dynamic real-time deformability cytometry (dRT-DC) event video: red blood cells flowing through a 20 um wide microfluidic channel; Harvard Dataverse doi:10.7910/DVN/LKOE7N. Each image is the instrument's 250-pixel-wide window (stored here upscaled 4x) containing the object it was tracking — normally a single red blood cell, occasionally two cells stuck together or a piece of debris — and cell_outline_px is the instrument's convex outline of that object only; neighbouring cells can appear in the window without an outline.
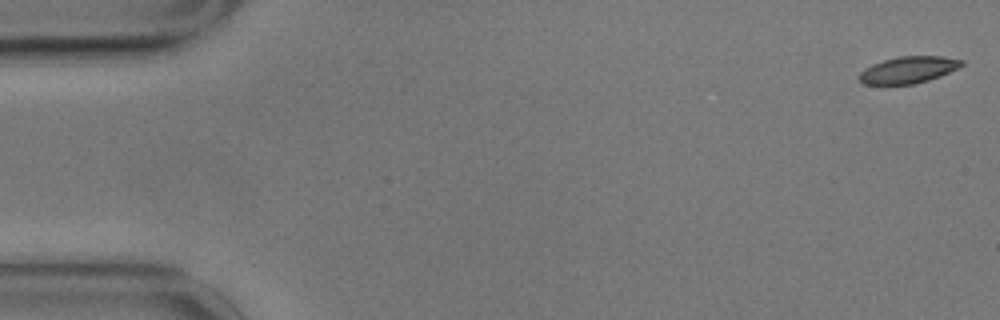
{"species": "common noctule bat (a hibernating species)", "species_latin": "Nyctalus noctula", "temperature_condition": "cold", "stored_images_in_passage": 56, "camera_frame_rate_fps": 3000, "um_per_image_px": 0.085, "animal": {"sex": "male", "body_mass_g": 17.9}, "frame": {"image": 1, "passage_image": 1, "time_ms": 0.0, "image_size_px": [1000, 320], "cell_outline_px": [[964, 64], [940, 76], [928, 80], [912, 84], [864, 84], [856, 76], [864, 68], [872, 64], [884, 60], [900, 56], [940, 56], [964, 60]], "centroid_in_image_um": [77.17, 5.93], "position_along_channel_um": 7.8, "area_um2": 15.84}}
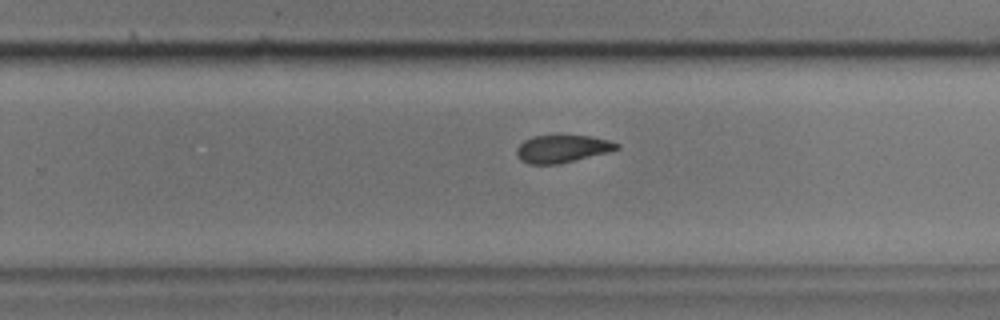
{"frame": {"image": 2, "passage_image": 36, "time_ms": 11.667, "image_size_px": [1000, 320], "cell_outline_px": [[620, 148], [608, 152], [560, 164], [528, 164], [520, 160], [516, 156], [516, 148], [524, 140], [532, 136], [556, 132], [560, 132], [592, 136], [608, 140], [620, 144]], "centroid_in_image_um": [47.76, 12.59], "position_along_channel_um": 282.0, "area_um2": 17.05}}
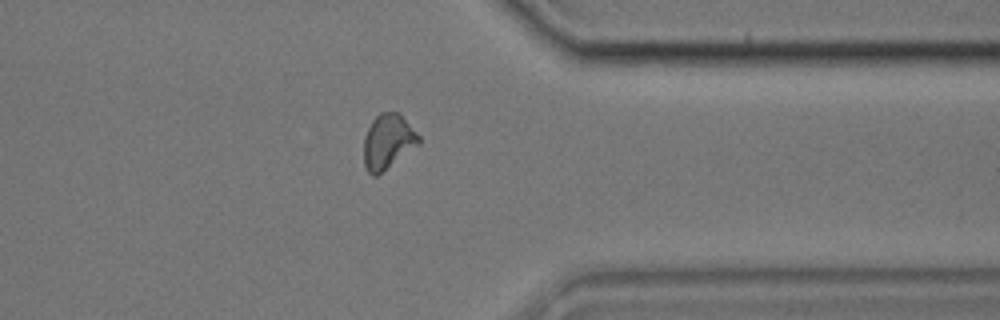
{"frame": {"image": 3, "passage_image": 45, "time_ms": 14.667, "image_size_px": [1000, 320], "cell_outline_px": [[420, 144], [376, 176], [372, 176], [364, 168], [364, 136], [372, 120], [380, 112], [400, 112], [420, 136]], "centroid_in_image_um": [32.97, 12.02], "position_along_channel_um": 378.4, "area_um2": 17.69}, "authors_computed_cell_mechanics": {"area_um2": 17.34, "velocity_mm_per_s": 3.4685, "shape_relaxation_time_tau1_ms": 4.9235, "shape_relaxation_time_tau2_ms": 2.5636, "deformation_change_tau1": 0.1299, "deformation_change_tau2": 0.0825}}